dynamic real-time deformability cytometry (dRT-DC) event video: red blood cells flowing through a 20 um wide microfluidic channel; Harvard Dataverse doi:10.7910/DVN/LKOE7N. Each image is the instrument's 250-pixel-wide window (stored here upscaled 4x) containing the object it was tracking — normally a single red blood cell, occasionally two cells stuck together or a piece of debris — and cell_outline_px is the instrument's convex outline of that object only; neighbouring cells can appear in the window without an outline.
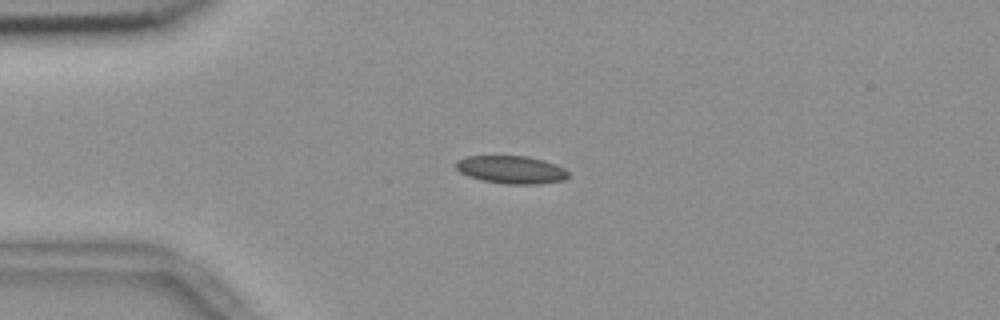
{"species": "common noctule bat (a hibernating species)", "species_latin": "Nyctalus noctula", "temperature_condition": "room temperature", "stored_images_in_passage": 44, "camera_frame_rate_fps": 3000, "um_per_image_px": 0.085, "animal": {"sex": "female", "body_mass_g": 18.4}, "frame": {"image": 1, "passage_image": 2, "time_ms": 0.333, "image_size_px": [1000, 320], "cell_outline_px": [[568, 176], [564, 180], [536, 184], [504, 184], [484, 180], [468, 176], [460, 172], [456, 168], [456, 160], [464, 156], [528, 156], [544, 160], [556, 164], [564, 168], [568, 172]], "centroid_in_image_um": [43.45, 14.41], "position_along_channel_um": 41.5, "area_um2": 18.26}}
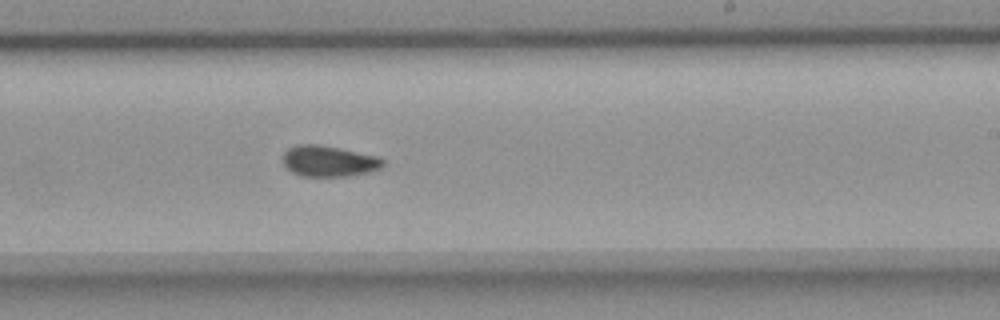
{"frame": {"image": 2, "passage_image": 22, "time_ms": 7.0, "image_size_px": [1000, 320], "cell_outline_px": [[384, 164], [380, 168], [368, 172], [348, 176], [300, 176], [292, 172], [284, 164], [284, 152], [288, 148], [296, 144], [320, 144], [380, 156], [384, 160]], "centroid_in_image_um": [27.97, 13.68], "position_along_channel_um": 261.0, "area_um2": 18.15}}
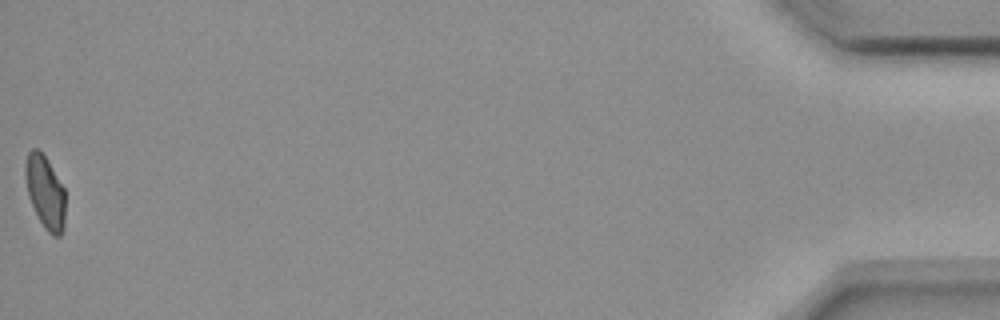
{"frame": {"image": 3, "passage_image": 44, "time_ms": 14.333, "image_size_px": [1000, 320], "cell_outline_px": [[64, 228], [60, 236], [52, 236], [44, 228], [28, 196], [24, 172], [24, 164], [28, 152], [32, 148], [40, 148], [48, 160], [64, 188]], "centroid_in_image_um": [3.82, 16.28], "position_along_channel_um": 431.4, "area_um2": 17.11}, "authors_computed_cell_mechanics": {"area_um2": 17.918, "velocity_mm_per_s": 3.6639, "shape_relaxation_time_tau1_ms": null, "shape_relaxation_time_tau2_ms": 3.6324, "deformation_change_tau1": null, "deformation_change_tau2": 0.0581}}